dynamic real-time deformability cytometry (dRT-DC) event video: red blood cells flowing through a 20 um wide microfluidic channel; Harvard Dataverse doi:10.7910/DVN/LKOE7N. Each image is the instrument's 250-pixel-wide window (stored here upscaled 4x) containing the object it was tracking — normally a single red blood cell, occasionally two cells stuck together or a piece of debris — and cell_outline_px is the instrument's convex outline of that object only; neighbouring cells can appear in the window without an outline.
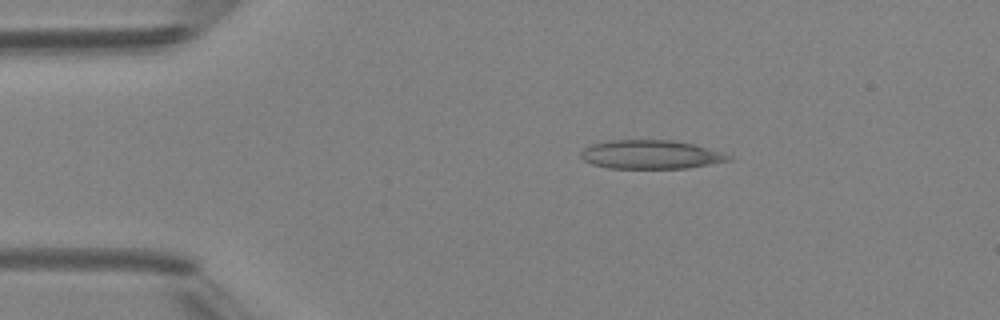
{"species": "Egyptian fruit bat (a non-hibernating species)", "species_latin": "Rousettus aegyptiacus", "temperature_condition": "room temperature", "stored_images_in_passage": 3, "camera_frame_rate_fps": 3000, "um_per_image_px": 0.085, "animal": {"sex": "female"}, "frame": {"image": 1, "passage_image": 1, "time_ms": 0.0, "image_size_px": [1000, 320], "cell_outline_px": [[732, 160], [688, 168], [608, 168], [592, 164], [584, 160], [580, 156], [580, 152], [584, 148], [592, 144], [608, 140], [672, 140], [692, 144], [724, 152], [732, 156]], "centroid_in_image_um": [55.32, 13.13], "position_along_channel_um": 29.7, "area_um2": 24.8}}
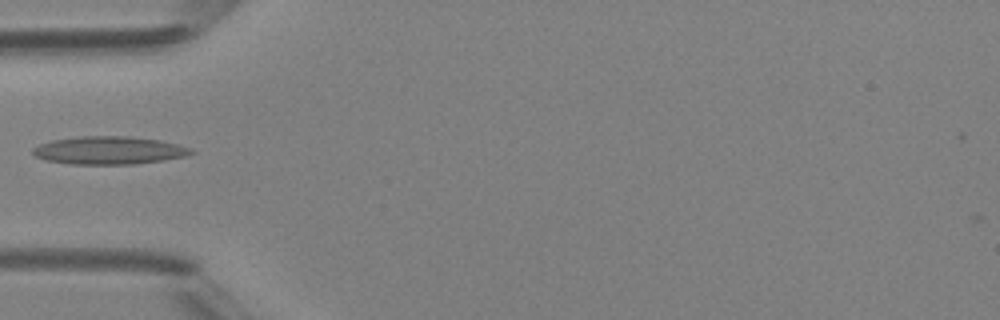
{"frame": {"image": 2, "passage_image": 3, "time_ms": 2.333, "image_size_px": [1000, 320], "cell_outline_px": [[196, 152], [188, 156], [132, 164], [72, 164], [48, 160], [36, 156], [32, 152], [32, 148], [40, 144], [52, 140], [80, 136], [128, 136], [160, 140], [192, 148]], "centroid_in_image_um": [9.29, 12.77], "position_along_channel_um": 75.7, "area_um2": 25.61}}